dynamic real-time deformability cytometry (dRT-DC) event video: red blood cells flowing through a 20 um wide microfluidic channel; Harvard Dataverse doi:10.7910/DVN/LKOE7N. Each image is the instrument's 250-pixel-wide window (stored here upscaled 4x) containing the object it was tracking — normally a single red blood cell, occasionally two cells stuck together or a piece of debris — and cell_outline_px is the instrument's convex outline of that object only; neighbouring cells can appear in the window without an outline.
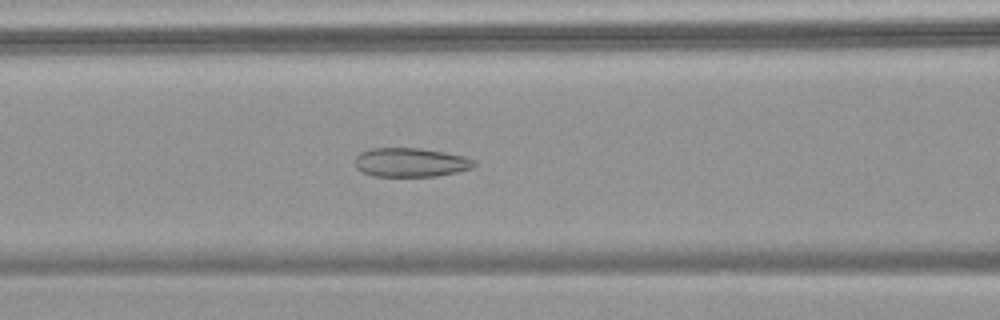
{"species": "common noctule bat (a hibernating species)", "species_latin": "Nyctalus noctula", "temperature_condition": "warm", "stored_images_in_passage": 5, "camera_frame_rate_fps": 3000, "um_per_image_px": 0.085, "animal": {"sex": "female", "body_mass_g": 18.4}, "frame": {"image": 1, "passage_image": 4, "time_ms": 1.0, "image_size_px": [1000, 320], "cell_outline_px": [[476, 164], [472, 168], [456, 172], [436, 176], [372, 176], [356, 168], [356, 156], [360, 152], [368, 148], [420, 148], [444, 152], [464, 156], [476, 160]], "centroid_in_image_um": [34.91, 13.79], "position_along_channel_um": 131.7, "area_um2": 20.17}}